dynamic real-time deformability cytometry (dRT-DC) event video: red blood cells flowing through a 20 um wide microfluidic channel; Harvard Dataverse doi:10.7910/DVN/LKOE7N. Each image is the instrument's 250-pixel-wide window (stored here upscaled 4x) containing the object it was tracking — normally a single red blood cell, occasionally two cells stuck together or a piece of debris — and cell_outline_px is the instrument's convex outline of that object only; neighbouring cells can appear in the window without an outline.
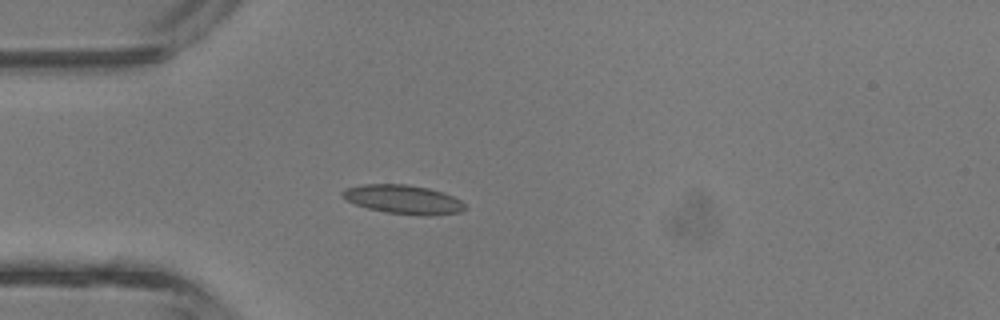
{"species": "common noctule bat (a hibernating species)", "species_latin": "Nyctalus noctula", "temperature_condition": "room temperature", "stored_images_in_passage": 42, "camera_frame_rate_fps": 3000, "um_per_image_px": 0.085, "animal": {"sex": "male", "body_mass_g": 13.3}, "frame": {"image": 1, "passage_image": 11, "time_ms": 3.333, "image_size_px": [1000, 320], "cell_outline_px": [[468, 208], [460, 212], [428, 216], [424, 216], [388, 212], [368, 208], [356, 204], [340, 196], [340, 192], [344, 188], [360, 184], [408, 184], [428, 188], [452, 196], [460, 200]], "centroid_in_image_um": [34.25, 16.94], "position_along_channel_um": 50.7, "area_um2": 20.63}}
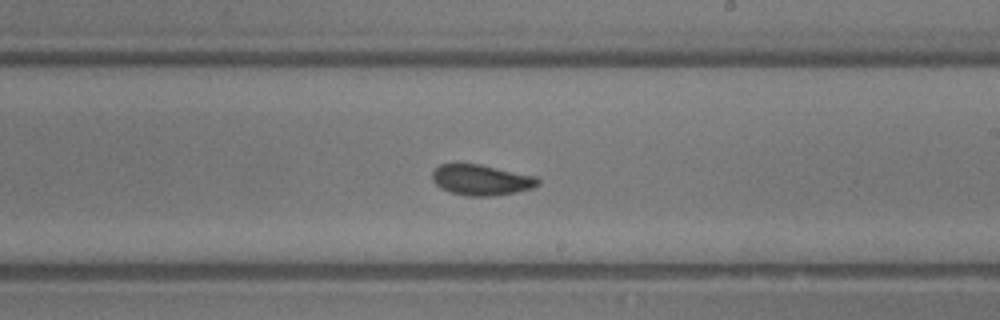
{"frame": {"image": 2, "passage_image": 24, "time_ms": 7.667, "image_size_px": [1000, 320], "cell_outline_px": [[540, 184], [532, 188], [516, 192], [492, 196], [468, 196], [452, 192], [440, 188], [432, 180], [432, 172], [440, 164], [480, 164], [536, 176], [540, 180]], "centroid_in_image_um": [40.92, 15.29], "position_along_channel_um": 248.1, "area_um2": 18.84}}
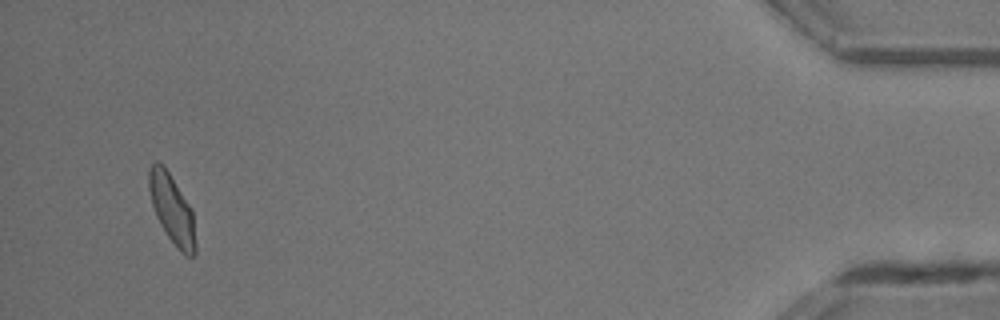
{"frame": {"image": 3, "passage_image": 40, "time_ms": 13.0, "image_size_px": [1000, 320], "cell_outline_px": [[196, 256], [184, 256], [180, 252], [168, 236], [160, 224], [156, 216], [152, 204], [148, 188], [148, 168], [156, 160], [168, 172], [188, 204], [192, 212], [196, 244]], "centroid_in_image_um": [14.61, 17.82], "position_along_channel_um": 420.6, "area_um2": 18.44}, "authors_computed_cell_mechanics": {"area_um2": 19.0451, "velocity_mm_per_s": 4.7971, "shape_relaxation_time_tau1_ms": 5.3498, "shape_relaxation_time_tau2_ms": 1.4089, "deformation_change_tau1": 0.136, "deformation_change_tau2": 0.0804}}